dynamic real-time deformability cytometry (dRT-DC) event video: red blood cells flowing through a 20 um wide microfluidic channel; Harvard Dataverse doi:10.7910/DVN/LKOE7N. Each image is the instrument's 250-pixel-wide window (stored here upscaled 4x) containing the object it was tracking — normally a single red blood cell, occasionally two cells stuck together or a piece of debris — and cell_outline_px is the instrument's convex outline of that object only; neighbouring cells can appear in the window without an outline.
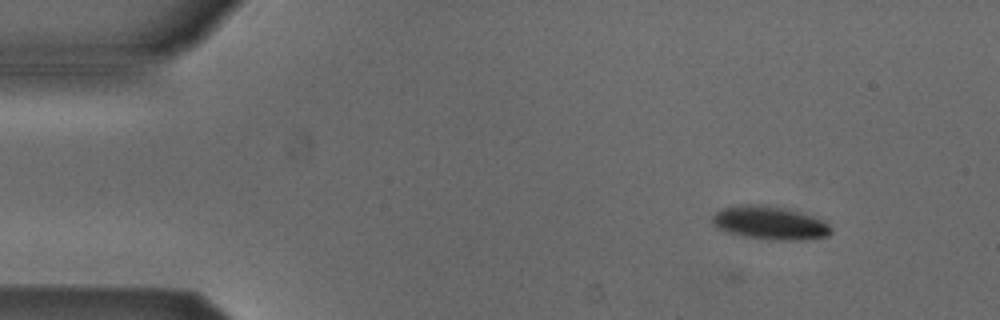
{"species": "Egyptian fruit bat (a non-hibernating species)", "species_latin": "Rousettus aegyptiacus", "temperature_condition": "cold", "stored_images_in_passage": 4, "camera_frame_rate_fps": 3000, "um_per_image_px": 0.085, "animal": {"sex": "male"}, "frame": {"image": 1, "passage_image": 1, "time_ms": 0.0, "image_size_px": [1000, 320], "cell_outline_px": [[832, 232], [828, 236], [812, 240], [764, 240], [744, 236], [728, 232], [716, 228], [712, 224], [712, 216], [720, 208], [740, 204], [752, 204], [780, 208], [796, 212], [824, 220], [832, 228]], "centroid_in_image_um": [65.41, 18.98], "position_along_channel_um": 19.6, "area_um2": 23.12}}
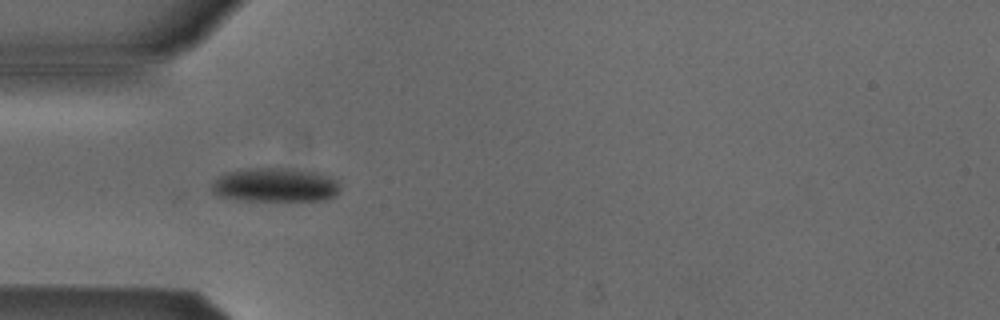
{"frame": {"image": 2, "passage_image": 3, "time_ms": 0.667, "image_size_px": [1000, 320], "cell_outline_px": [[340, 188], [336, 196], [328, 200], [236, 200], [216, 196], [212, 192], [212, 184], [220, 176], [228, 172], [248, 168], [276, 168], [312, 172], [328, 176], [336, 180], [340, 184]], "centroid_in_image_um": [23.38, 15.74], "position_along_channel_um": 61.6, "area_um2": 25.26}}